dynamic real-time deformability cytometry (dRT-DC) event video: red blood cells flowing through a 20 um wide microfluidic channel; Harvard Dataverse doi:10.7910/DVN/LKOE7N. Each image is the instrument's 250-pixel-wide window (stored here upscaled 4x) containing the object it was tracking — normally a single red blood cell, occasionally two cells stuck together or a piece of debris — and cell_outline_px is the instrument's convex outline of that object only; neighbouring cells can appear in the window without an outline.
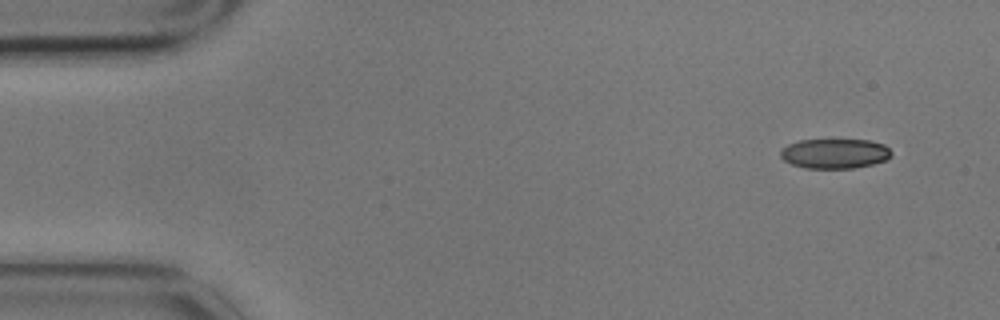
{"species": "common noctule bat (a hibernating species)", "species_latin": "Nyctalus noctula", "temperature_condition": "cold", "stored_images_in_passage": 6, "camera_frame_rate_fps": 3000, "um_per_image_px": 0.085, "animal": {"sex": "male", "body_mass_g": 17.9}, "frame": {"image": 1, "passage_image": 1, "time_ms": 0.0, "image_size_px": [1000, 320], "cell_outline_px": [[892, 156], [884, 160], [872, 164], [852, 168], [804, 168], [792, 164], [784, 160], [780, 156], [780, 148], [788, 144], [800, 140], [868, 140], [884, 144], [892, 152]], "centroid_in_image_um": [70.93, 13.05], "position_along_channel_um": 14.1, "area_um2": 19.25}}
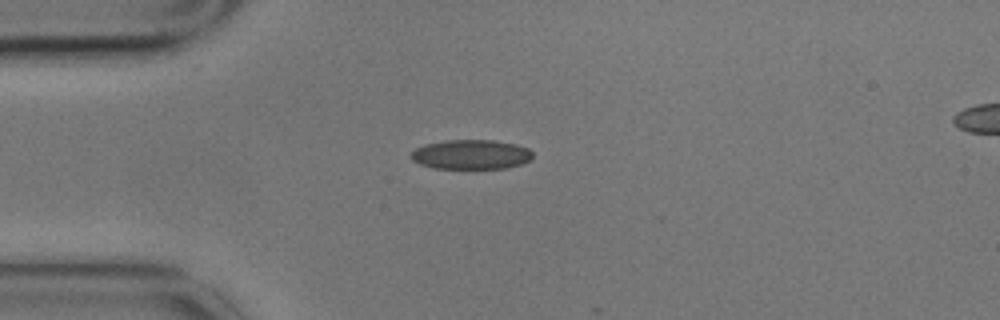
{"frame": {"image": 2, "passage_image": 4, "time_ms": 1.0, "image_size_px": [1000, 320], "cell_outline_px": [[532, 160], [520, 164], [504, 168], [432, 168], [420, 164], [412, 160], [408, 156], [416, 148], [424, 144], [444, 140], [492, 140], [516, 144], [528, 148], [532, 152]], "centroid_in_image_um": [40.01, 13.12], "position_along_channel_um": 45.0, "area_um2": 21.04}}